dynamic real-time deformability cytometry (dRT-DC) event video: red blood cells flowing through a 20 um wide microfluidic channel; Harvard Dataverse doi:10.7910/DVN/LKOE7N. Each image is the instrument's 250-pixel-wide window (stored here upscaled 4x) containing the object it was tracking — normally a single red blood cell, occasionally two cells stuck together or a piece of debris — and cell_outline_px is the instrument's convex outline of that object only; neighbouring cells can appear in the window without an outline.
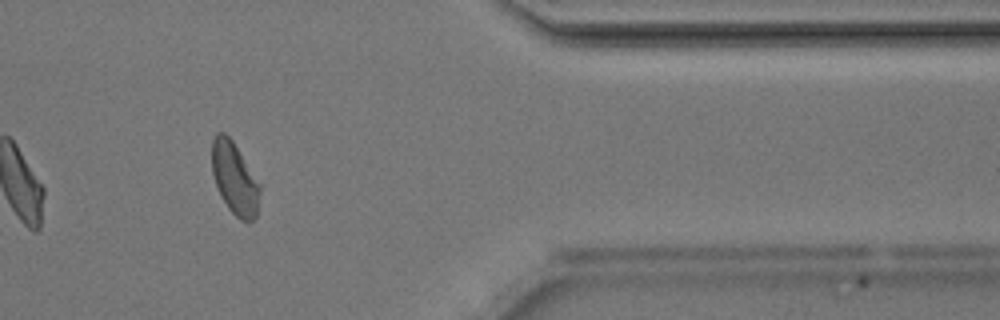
{"species": "Egyptian fruit bat (a non-hibernating species)", "species_latin": "Rousettus aegyptiacus", "temperature_condition": "room temperature", "stored_images_in_passage": 36, "camera_frame_rate_fps": 3000, "um_per_image_px": 0.085, "animal": {"sex": "male"}, "frame": {"image": 1, "passage_image": 31, "time_ms": 10.0, "image_size_px": [1000, 320], "cell_outline_px": [[260, 192], [256, 216], [248, 224], [240, 220], [228, 208], [220, 196], [212, 172], [212, 140], [216, 132], [224, 132], [232, 140], [260, 184]], "centroid_in_image_um": [19.94, 15.19], "position_along_channel_um": 391.5, "area_um2": 20.11}, "authors_computed_cell_mechanics": {"area_um2": 20.5768, "velocity_mm_per_s": 4.167, "shape_relaxation_time_tau1_ms": 5.4992, "shape_relaxation_time_tau2_ms": 2.1791, "deformation_change_tau1": 0.1239, "deformation_change_tau2": 0.0569}}